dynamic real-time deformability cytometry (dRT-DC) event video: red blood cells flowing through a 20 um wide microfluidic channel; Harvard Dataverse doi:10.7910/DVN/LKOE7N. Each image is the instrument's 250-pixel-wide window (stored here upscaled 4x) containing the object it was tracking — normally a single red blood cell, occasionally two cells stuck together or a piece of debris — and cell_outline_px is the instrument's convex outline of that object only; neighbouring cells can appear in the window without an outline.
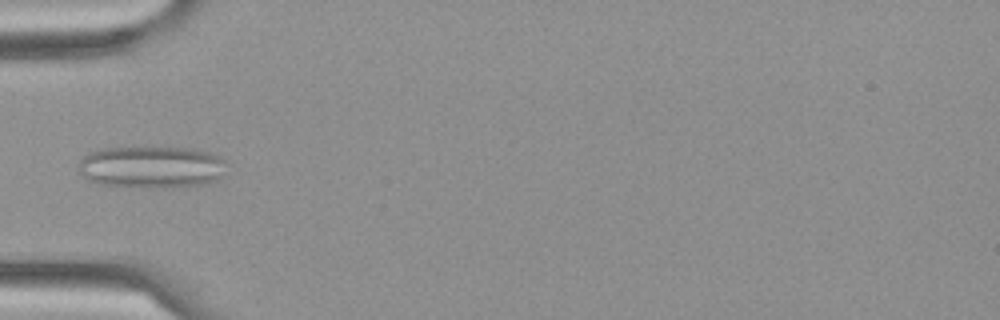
{"species": "Egyptian fruit bat (a non-hibernating species)", "species_latin": "Rousettus aegyptiacus", "temperature_condition": "cold", "stored_images_in_passage": 4, "camera_frame_rate_fps": 3000, "um_per_image_px": 0.085, "frame": {"image": 1, "passage_image": 3, "time_ms": 0.667, "image_size_px": [1000, 320], "cell_outline_px": [[224, 176], [220, 180], [208, 184], [168, 188], [140, 188], [96, 184], [88, 180], [80, 172], [80, 160], [88, 152], [100, 148], [196, 148], [220, 156], [224, 160]], "centroid_in_image_um": [12.91, 14.22], "position_along_channel_um": 72.1, "area_um2": 36.93}}